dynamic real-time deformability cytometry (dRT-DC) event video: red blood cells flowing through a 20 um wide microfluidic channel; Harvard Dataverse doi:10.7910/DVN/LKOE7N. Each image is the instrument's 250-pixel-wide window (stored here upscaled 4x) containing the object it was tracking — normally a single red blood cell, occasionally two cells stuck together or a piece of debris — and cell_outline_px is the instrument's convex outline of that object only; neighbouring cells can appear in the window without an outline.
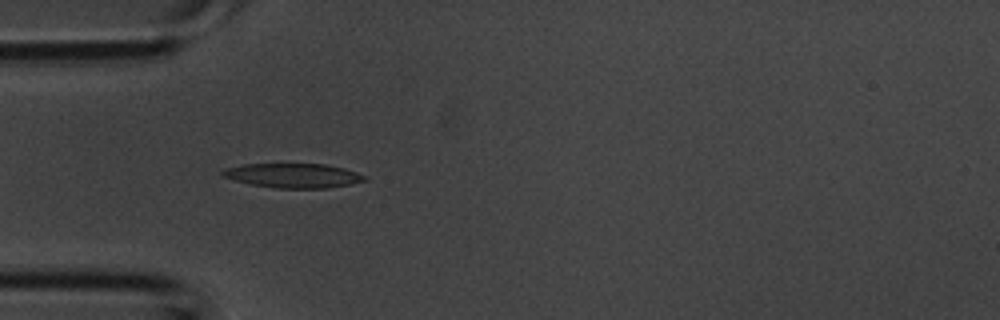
{"species": "common noctule bat (a hibernating species)", "species_latin": "Nyctalus noctula", "temperature_condition": "room temperature", "stored_images_in_passage": 2, "camera_frame_rate_fps": 3000, "um_per_image_px": 0.085, "animal": {"sex": "male", "body_mass_g": 20.1, "forearm_length_mm": 53.5}, "frame": {"image": 1, "passage_image": 1, "time_ms": 0.0, "image_size_px": [1000, 320], "cell_outline_px": [[368, 180], [352, 184], [328, 188], [276, 188], [252, 184], [220, 176], [220, 172], [224, 168], [244, 164], [324, 164], [344, 168], [368, 176]], "centroid_in_image_um": [24.95, 14.92], "position_along_channel_um": 60.1, "area_um2": 20.29}}